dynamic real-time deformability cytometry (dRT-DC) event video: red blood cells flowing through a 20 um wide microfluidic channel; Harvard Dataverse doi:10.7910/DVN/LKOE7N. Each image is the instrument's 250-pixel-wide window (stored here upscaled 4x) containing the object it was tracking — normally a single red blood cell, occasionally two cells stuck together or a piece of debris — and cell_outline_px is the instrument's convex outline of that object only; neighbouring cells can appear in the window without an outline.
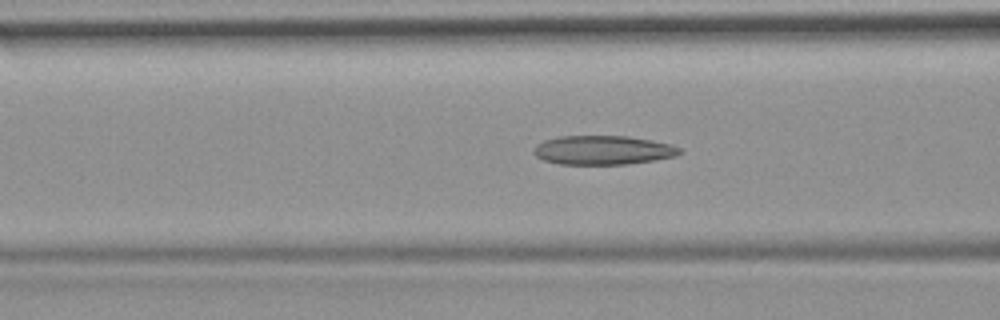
{"species": "common noctule bat (a hibernating species)", "species_latin": "Nyctalus noctula", "temperature_condition": "room temperature", "stored_images_in_passage": 54, "camera_frame_rate_fps": 3000, "um_per_image_px": 0.085, "animal": {"sex": "female", "body_mass_g": 19.9}, "frame": {"image": 1, "passage_image": 21, "time_ms": 6.667, "image_size_px": [1000, 320], "cell_outline_px": [[684, 152], [676, 156], [656, 160], [628, 164], [560, 164], [544, 160], [536, 156], [532, 152], [536, 144], [544, 140], [560, 136], [628, 136], [652, 140], [672, 144], [680, 148]], "centroid_in_image_um": [51.28, 12.76], "position_along_channel_um": 115.3, "area_um2": 24.91}}
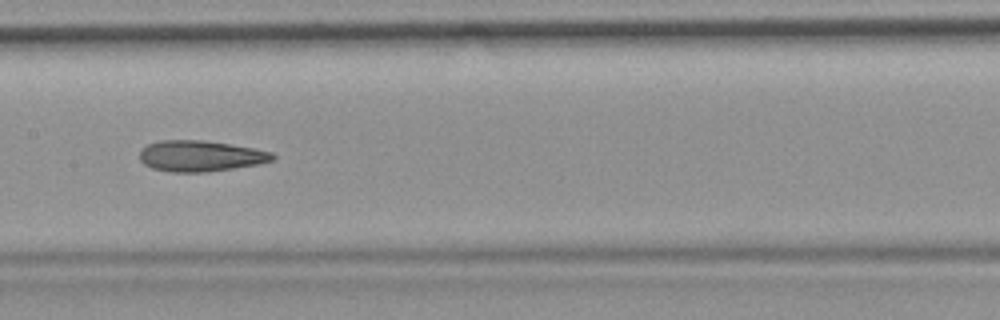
{"frame": {"image": 2, "passage_image": 27, "time_ms": 8.667, "image_size_px": [1000, 320], "cell_outline_px": [[276, 156], [272, 160], [260, 164], [208, 172], [172, 172], [152, 168], [144, 164], [140, 160], [140, 148], [148, 144], [160, 140], [204, 140], [252, 148], [272, 152]], "centroid_in_image_um": [17.02, 13.26], "position_along_channel_um": 190.4, "area_um2": 23.99}}
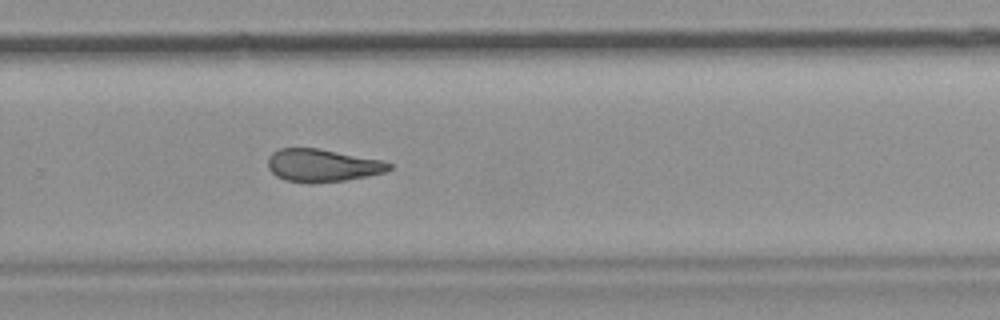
{"frame": {"image": 3, "passage_image": 36, "time_ms": 11.667, "image_size_px": [1000, 320], "cell_outline_px": [[392, 168], [384, 172], [368, 176], [344, 180], [284, 180], [276, 176], [268, 168], [268, 156], [272, 152], [280, 148], [320, 148], [384, 160], [392, 164]], "centroid_in_image_um": [27.43, 14.0], "position_along_channel_um": 302.4, "area_um2": 22.6}, "authors_computed_cell_mechanics": {"area_um2": 24.7095, "velocity_mm_per_s": 3.753, "shape_relaxation_time_tau1_ms": null, "shape_relaxation_time_tau2_ms": 4.2631, "deformation_change_tau1": null, "deformation_change_tau2": 0.1299}}